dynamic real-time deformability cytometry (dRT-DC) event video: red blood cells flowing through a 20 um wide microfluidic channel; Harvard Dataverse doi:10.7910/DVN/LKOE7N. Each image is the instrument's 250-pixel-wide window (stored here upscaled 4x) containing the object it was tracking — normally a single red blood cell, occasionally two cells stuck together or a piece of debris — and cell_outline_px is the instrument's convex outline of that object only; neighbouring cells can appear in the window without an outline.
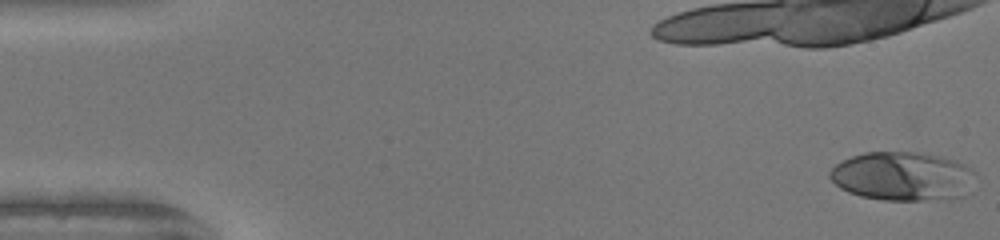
{"species": "human", "species_latin": "Homo sapiens", "temperature_condition": "warm", "stored_images_in_passage": 14, "camera_frame_rate_fps": 3000, "um_per_image_px": 0.085, "donor": {"sex": "female"}, "frame": {"image": 1, "passage_image": 1, "time_ms": 0.0, "image_size_px": [1000, 240], "cell_outline_px": [[976, 172], [964, 196], [952, 200], [884, 200], [860, 196], [848, 192], [840, 188], [828, 176], [828, 172], [836, 164], [852, 156], [864, 152], [916, 152], [940, 156], [956, 160], [972, 168]], "centroid_in_image_um": [76.73, 14.99], "position_along_channel_um": 8.3, "area_um2": 41.79}}